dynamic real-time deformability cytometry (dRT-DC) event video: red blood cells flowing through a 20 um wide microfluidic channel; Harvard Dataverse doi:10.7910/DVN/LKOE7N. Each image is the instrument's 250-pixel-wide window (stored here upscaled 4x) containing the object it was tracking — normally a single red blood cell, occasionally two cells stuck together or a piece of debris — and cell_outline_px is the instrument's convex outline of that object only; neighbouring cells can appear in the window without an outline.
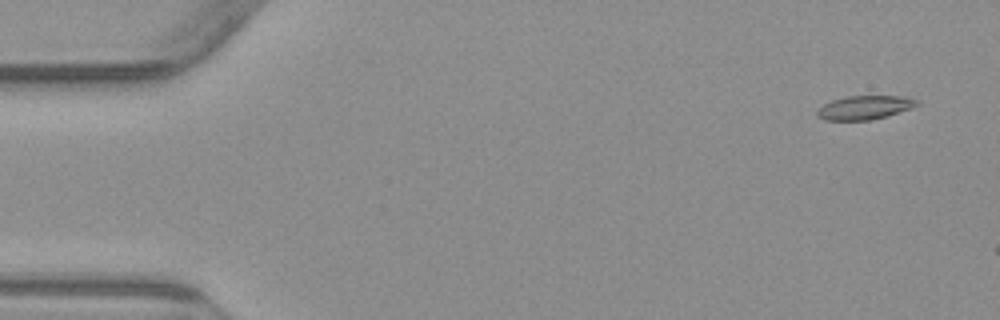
{"species": "common noctule bat (a hibernating species)", "species_latin": "Nyctalus noctula", "temperature_condition": "warm", "stored_images_in_passage": 3, "camera_frame_rate_fps": 3000, "um_per_image_px": 0.085, "animal": {"sex": "male", "body_mass_g": 23.1, "forearm_length_mm": 52.7}, "frame": {"image": 1, "passage_image": 1, "time_ms": 0.0, "image_size_px": [1000, 320], "cell_outline_px": [[920, 104], [912, 108], [888, 116], [872, 120], [824, 120], [816, 116], [816, 112], [824, 104], [832, 100], [848, 96], [904, 96], [920, 100]], "centroid_in_image_um": [73.54, 9.14], "position_along_channel_um": 11.5, "area_um2": 13.99}}